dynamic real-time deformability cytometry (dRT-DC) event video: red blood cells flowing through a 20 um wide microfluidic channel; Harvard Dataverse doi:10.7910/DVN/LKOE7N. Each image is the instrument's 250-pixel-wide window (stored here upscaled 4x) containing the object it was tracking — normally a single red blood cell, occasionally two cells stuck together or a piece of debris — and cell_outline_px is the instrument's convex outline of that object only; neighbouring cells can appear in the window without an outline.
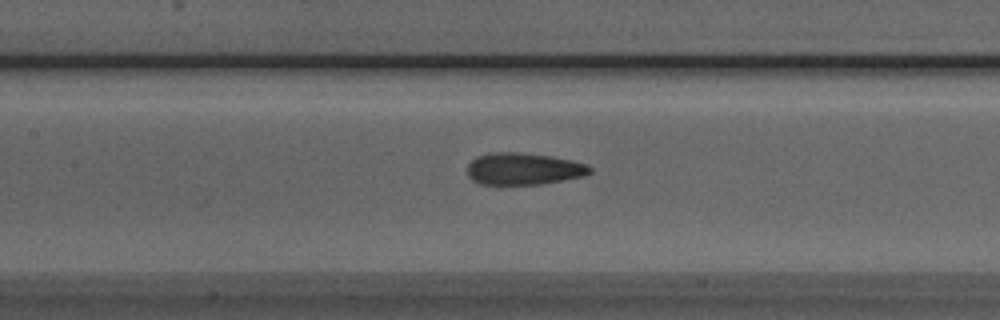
{"species": "Egyptian fruit bat (a non-hibernating species)", "species_latin": "Rousettus aegyptiacus", "temperature_condition": "room temperature", "stored_images_in_passage": 38, "camera_frame_rate_fps": 3000, "um_per_image_px": 0.085, "animal": {"sex": "male"}, "frame": {"image": 1, "passage_image": 15, "time_ms": 4.667, "image_size_px": [1000, 320], "cell_outline_px": [[592, 172], [584, 176], [540, 184], [480, 184], [472, 180], [468, 176], [468, 164], [476, 156], [488, 152], [520, 152], [552, 156], [572, 160], [588, 164], [592, 168]], "centroid_in_image_um": [44.5, 14.34], "position_along_channel_um": 162.9, "area_um2": 23.0}}
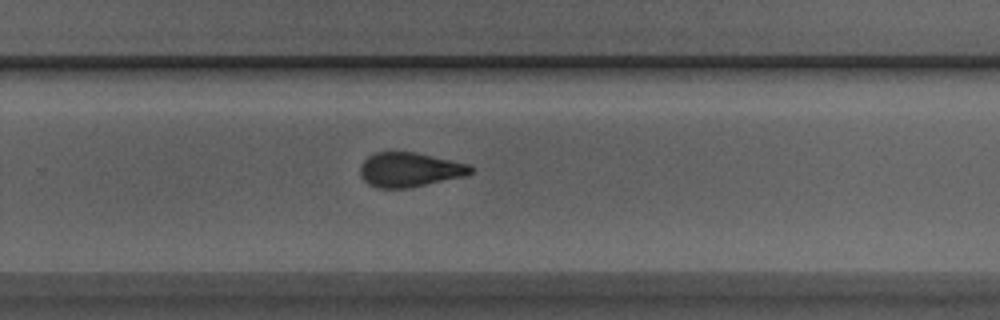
{"frame": {"image": 2, "passage_image": 25, "time_ms": 8.0, "image_size_px": [1000, 320], "cell_outline_px": [[476, 172], [464, 176], [408, 188], [380, 188], [368, 184], [360, 176], [360, 164], [368, 156], [376, 152], [416, 152], [468, 164], [476, 168]], "centroid_in_image_um": [34.83, 14.42], "position_along_channel_um": 295.0, "area_um2": 22.25}}
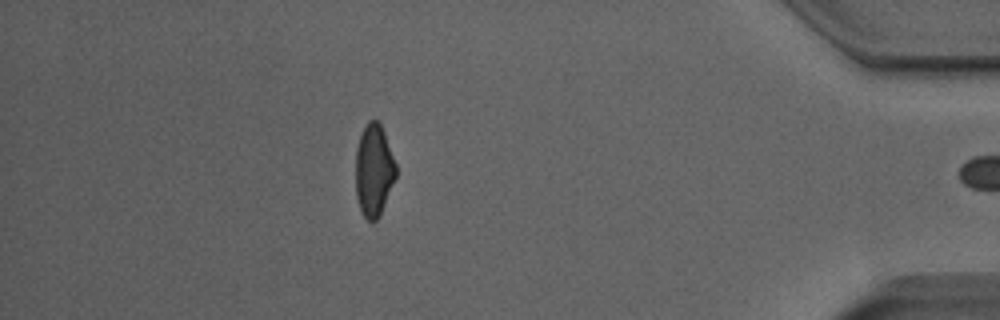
{"frame": {"image": 3, "passage_image": 37, "time_ms": 12.0, "image_size_px": [1000, 320], "cell_outline_px": [[396, 176], [380, 212], [376, 220], [372, 224], [360, 212], [356, 196], [356, 148], [360, 136], [368, 120], [380, 120], [396, 164]], "centroid_in_image_um": [31.76, 14.45], "position_along_channel_um": 403.4, "area_um2": 21.56}, "authors_computed_cell_mechanics": {"area_um2": 22.5998, "velocity_mm_per_s": 3.9784, "shape_relaxation_time_tau1_ms": 4.6487, "shape_relaxation_time_tau2_ms": 1.8249, "deformation_change_tau1": 0.1461, "deformation_change_tau2": 0.0925}}